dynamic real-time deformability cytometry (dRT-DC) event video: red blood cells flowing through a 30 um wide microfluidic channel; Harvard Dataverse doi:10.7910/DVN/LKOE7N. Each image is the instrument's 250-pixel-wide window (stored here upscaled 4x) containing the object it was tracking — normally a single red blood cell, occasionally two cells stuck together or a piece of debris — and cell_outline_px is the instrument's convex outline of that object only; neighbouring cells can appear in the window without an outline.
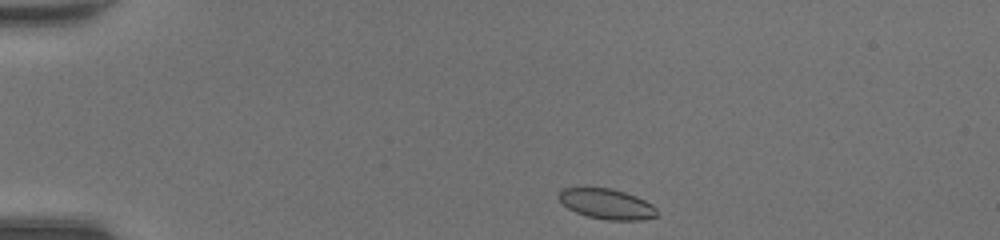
{"species": "common noctule bat (a hibernating species)", "species_latin": "Nyctalus noctula", "temperature_condition": "room temperature", "stored_images_in_passage": 39, "camera_frame_rate_fps": 3000, "um_per_image_px": 0.085, "animal": {"sex": "female", "body_mass_g": 20.0, "forearm_length_mm": 54.0}, "frame": {"image": 1, "passage_image": 1, "time_ms": 0.0, "image_size_px": [1000, 240], "cell_outline_px": [[656, 216], [644, 220], [608, 220], [588, 216], [576, 212], [568, 208], [556, 196], [560, 188], [612, 188], [636, 196], [652, 204], [656, 208]], "centroid_in_image_um": [51.55, 17.33], "position_along_channel_um": 33.4, "area_um2": 17.28}}
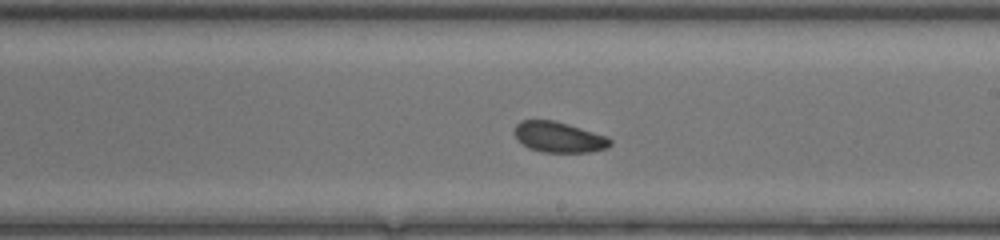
{"frame": {"image": 2, "passage_image": 20, "time_ms": 6.333, "image_size_px": [1000, 240], "cell_outline_px": [[612, 144], [608, 148], [588, 152], [540, 152], [528, 148], [516, 136], [516, 124], [520, 120], [552, 120], [568, 124], [608, 136], [612, 140]], "centroid_in_image_um": [47.55, 11.66], "position_along_channel_um": 241.4, "area_um2": 16.99}}
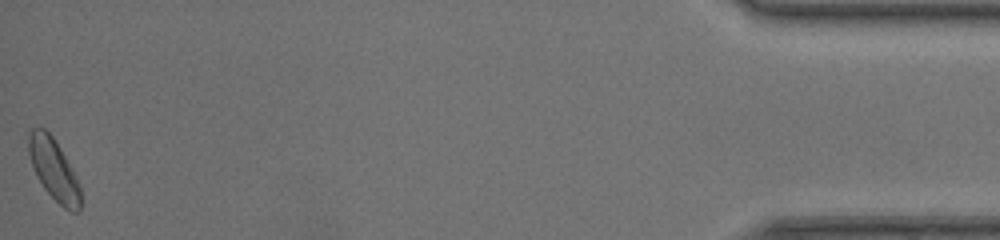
{"frame": {"image": 3, "passage_image": 39, "time_ms": 12.667, "image_size_px": [1000, 240], "cell_outline_px": [[80, 212], [72, 212], [64, 208], [44, 188], [36, 176], [28, 152], [28, 132], [32, 128], [44, 128], [52, 136], [60, 148], [76, 176], [80, 188]], "centroid_in_image_um": [4.56, 14.4], "position_along_channel_um": 430.6, "area_um2": 18.32}, "authors_computed_cell_mechanics": {"area_um2": 17.5712, "velocity_mm_per_s": 4.3741, "shape_relaxation_time_tau1_ms": 3.7001, "shape_relaxation_time_tau2_ms": 4.1392, "deformation_change_tau1": 0.0804, "deformation_change_tau2": 0.0789}}